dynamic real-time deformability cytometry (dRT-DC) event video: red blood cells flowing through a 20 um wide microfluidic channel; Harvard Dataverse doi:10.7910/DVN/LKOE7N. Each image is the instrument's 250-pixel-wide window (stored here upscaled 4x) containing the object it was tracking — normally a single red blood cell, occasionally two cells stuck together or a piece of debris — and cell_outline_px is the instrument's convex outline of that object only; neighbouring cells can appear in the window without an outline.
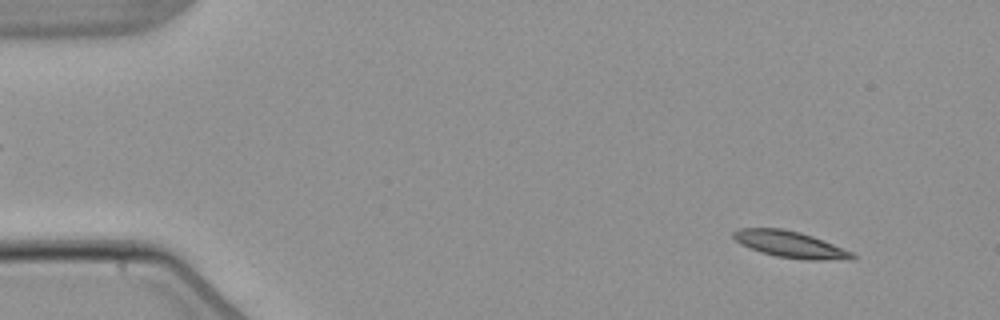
{"species": "common noctule bat (a hibernating species)", "species_latin": "Nyctalus noctula", "temperature_condition": "warm", "stored_images_in_passage": 4, "camera_frame_rate_fps": 3000, "um_per_image_px": 0.085, "animal": {"sex": "male", "body_mass_g": 21.5, "forearm_length_mm": 52.0}, "frame": {"image": 1, "passage_image": 1, "time_ms": 0.0, "image_size_px": [1000, 320], "cell_outline_px": [[856, 256], [852, 260], [804, 260], [776, 256], [760, 252], [740, 244], [732, 236], [732, 232], [740, 228], [780, 228], [800, 232], [812, 236], [852, 252]], "centroid_in_image_um": [67.16, 20.78], "position_along_channel_um": 17.8, "area_um2": 18.32}}
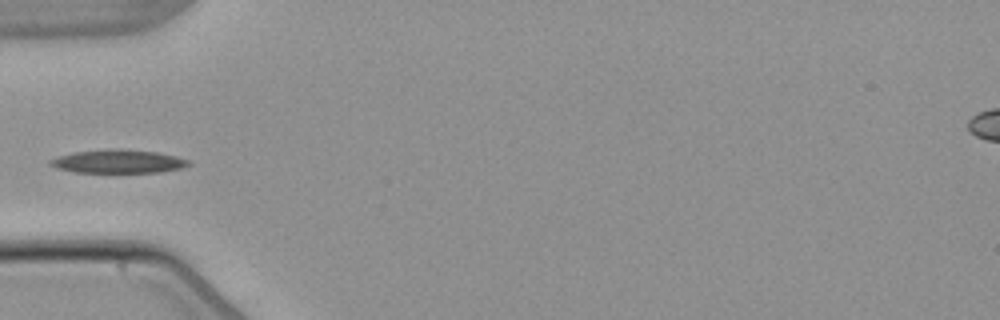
{"frame": {"image": 2, "passage_image": 4, "time_ms": 4.333, "image_size_px": [1000, 320], "cell_outline_px": [[192, 164], [180, 168], [160, 172], [76, 172], [60, 168], [48, 164], [48, 160], [60, 156], [76, 152], [120, 148], [156, 152], [176, 156], [188, 160]], "centroid_in_image_um": [10.08, 13.72], "position_along_channel_um": 74.9, "area_um2": 18.55}}